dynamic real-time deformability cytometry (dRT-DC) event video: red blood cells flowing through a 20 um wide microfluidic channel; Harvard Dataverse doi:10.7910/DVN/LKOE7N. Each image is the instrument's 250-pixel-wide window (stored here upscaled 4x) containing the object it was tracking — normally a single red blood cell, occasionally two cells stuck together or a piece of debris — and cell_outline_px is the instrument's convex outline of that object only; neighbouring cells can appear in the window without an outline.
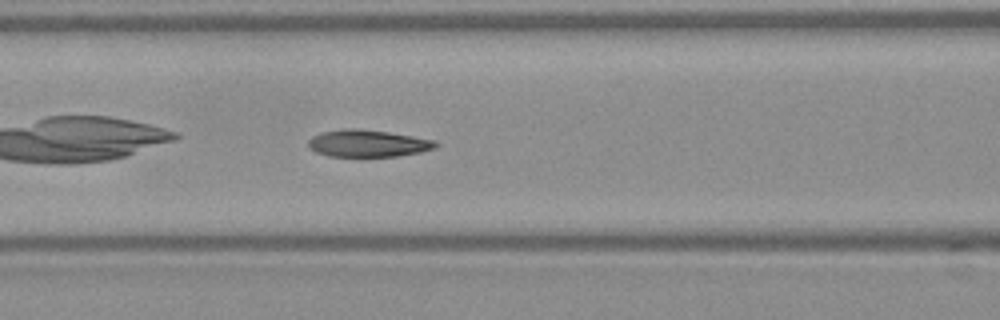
{"species": "Egyptian fruit bat (a non-hibernating species)", "species_latin": "Rousettus aegyptiacus", "temperature_condition": "warm", "stored_images_in_passage": 34, "camera_frame_rate_fps": 3000, "um_per_image_px": 0.085, "frame": {"image": 1, "passage_image": 11, "time_ms": 3.333, "image_size_px": [1000, 320], "cell_outline_px": [[440, 144], [436, 148], [420, 152], [396, 156], [328, 156], [316, 152], [308, 148], [308, 140], [312, 136], [320, 132], [344, 128], [356, 128], [388, 132], [436, 140]], "centroid_in_image_um": [31.25, 12.18], "position_along_channel_um": 135.3, "area_um2": 20.23}}
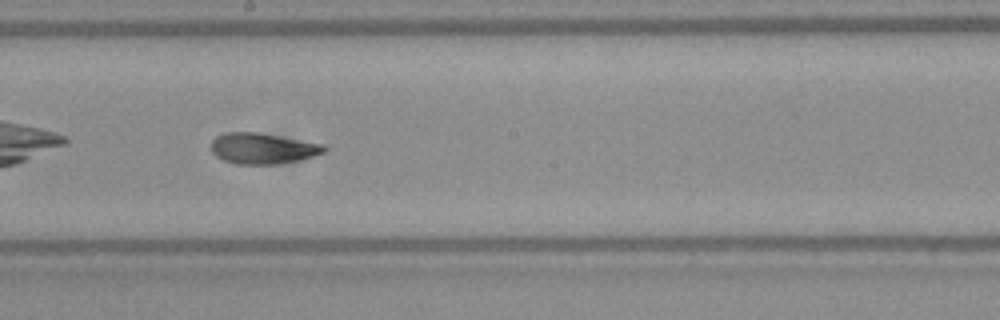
{"frame": {"image": 2, "passage_image": 18, "time_ms": 5.667, "image_size_px": [1000, 320], "cell_outline_px": [[328, 148], [324, 152], [316, 156], [276, 164], [236, 164], [224, 160], [216, 156], [212, 152], [212, 140], [216, 136], [224, 132], [256, 132], [324, 144]], "centroid_in_image_um": [22.33, 12.61], "position_along_channel_um": 225.9, "area_um2": 20.23}}
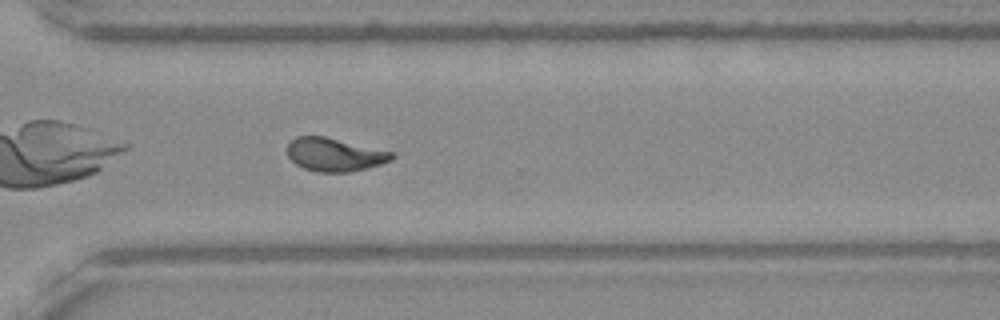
{"frame": {"image": 3, "passage_image": 27, "time_ms": 8.667, "image_size_px": [1000, 320], "cell_outline_px": [[396, 156], [392, 160], [380, 164], [348, 172], [320, 172], [304, 168], [296, 164], [288, 156], [288, 144], [296, 136], [324, 136], [392, 152]], "centroid_in_image_um": [28.43, 13.14], "position_along_channel_um": 342.2, "area_um2": 19.94}}